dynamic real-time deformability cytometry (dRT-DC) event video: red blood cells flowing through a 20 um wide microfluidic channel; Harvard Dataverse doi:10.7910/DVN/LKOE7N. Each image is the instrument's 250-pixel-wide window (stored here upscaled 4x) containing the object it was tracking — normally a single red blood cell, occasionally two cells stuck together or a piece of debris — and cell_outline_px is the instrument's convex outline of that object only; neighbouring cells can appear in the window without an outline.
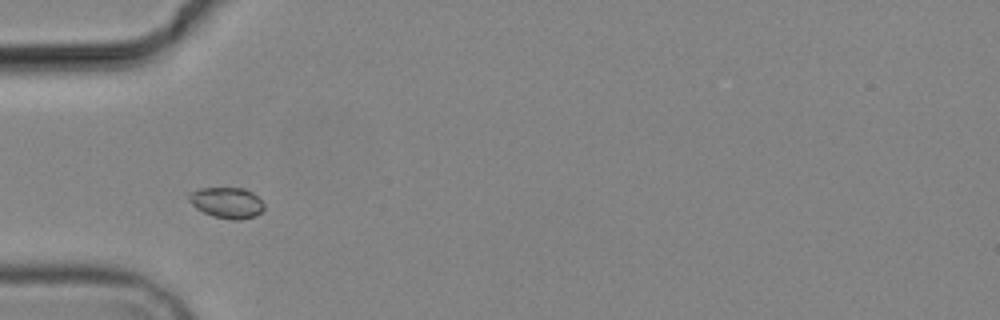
{"species": "common noctule bat (a hibernating species)", "species_latin": "Nyctalus noctula", "temperature_condition": "cold", "stored_images_in_passage": 5, "camera_frame_rate_fps": 3000, "um_per_image_px": 0.085, "animal": {"sex": "male", "body_mass_g": 19.2, "forearm_length_mm": 51.8}, "frame": {"image": 1, "passage_image": 2, "time_ms": 1.333, "image_size_px": [1000, 320], "cell_outline_px": [[264, 208], [256, 216], [240, 220], [232, 220], [212, 216], [196, 208], [188, 200], [188, 192], [200, 188], [244, 188], [252, 192], [264, 204]], "centroid_in_image_um": [19.26, 17.23], "position_along_channel_um": 65.7, "area_um2": 13.58}}
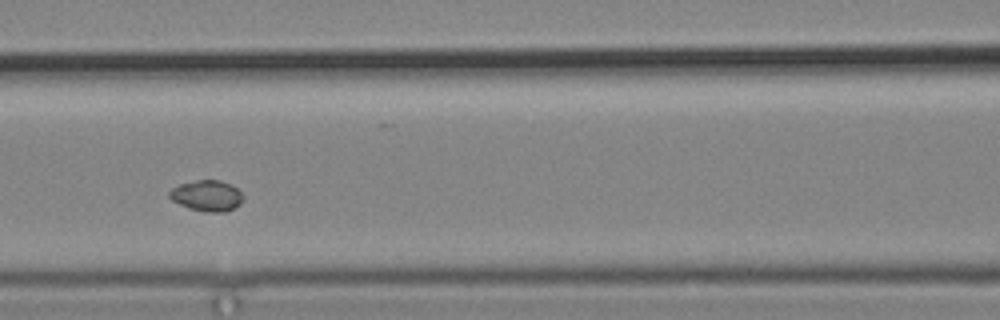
{"frame": {"image": 2, "passage_image": 4, "time_ms": 3.667, "image_size_px": [1000, 320], "cell_outline_px": [[244, 200], [240, 204], [224, 212], [204, 212], [188, 208], [172, 200], [168, 196], [168, 192], [172, 188], [180, 184], [196, 180], [220, 180], [232, 184], [244, 196]], "centroid_in_image_um": [17.59, 16.63], "position_along_channel_um": 149.0, "area_um2": 13.35}}
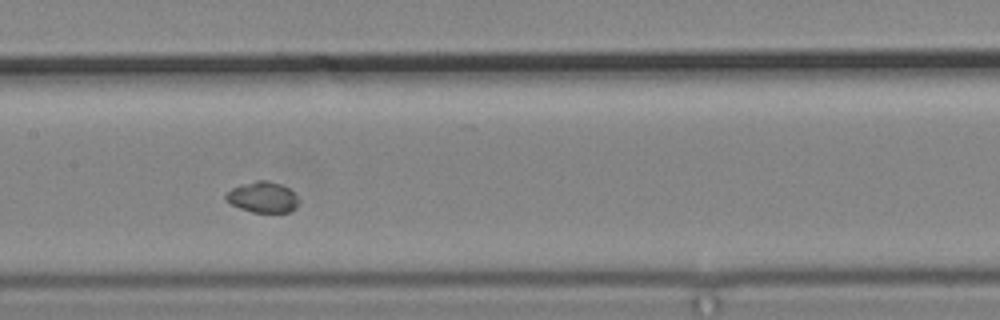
{"frame": {"image": 3, "passage_image": 5, "time_ms": 4.667, "image_size_px": [1000, 320], "cell_outline_px": [[300, 200], [296, 208], [292, 212], [252, 212], [240, 208], [224, 200], [224, 196], [232, 188], [256, 180], [264, 180], [280, 184], [288, 188]], "centroid_in_image_um": [22.34, 16.77], "position_along_channel_um": 185.1, "area_um2": 13.01}}